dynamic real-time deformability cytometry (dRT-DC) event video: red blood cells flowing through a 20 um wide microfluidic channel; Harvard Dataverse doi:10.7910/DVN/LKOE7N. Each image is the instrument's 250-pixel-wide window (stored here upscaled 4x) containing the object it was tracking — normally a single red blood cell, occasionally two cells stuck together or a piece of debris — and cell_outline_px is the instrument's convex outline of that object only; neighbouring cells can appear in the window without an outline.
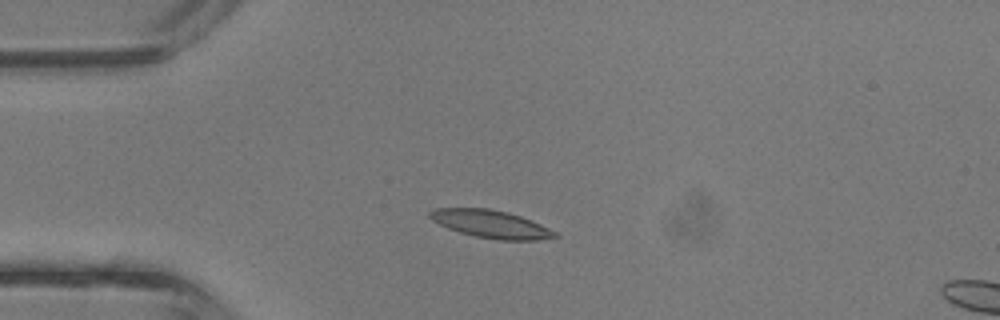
{"species": "common noctule bat (a hibernating species)", "species_latin": "Nyctalus noctula", "temperature_condition": "room temperature", "stored_images_in_passage": 4, "camera_frame_rate_fps": 3000, "um_per_image_px": 0.085, "animal": {"sex": "male", "body_mass_g": 13.3}, "frame": {"image": 1, "passage_image": 3, "time_ms": 0.667, "image_size_px": [1000, 320], "cell_outline_px": [[560, 236], [536, 240], [500, 240], [476, 236], [460, 232], [448, 228], [432, 220], [428, 216], [428, 212], [436, 208], [488, 208], [508, 212], [520, 216], [540, 224], [556, 232]], "centroid_in_image_um": [41.71, 19.04], "position_along_channel_um": 43.3, "area_um2": 20.06}}